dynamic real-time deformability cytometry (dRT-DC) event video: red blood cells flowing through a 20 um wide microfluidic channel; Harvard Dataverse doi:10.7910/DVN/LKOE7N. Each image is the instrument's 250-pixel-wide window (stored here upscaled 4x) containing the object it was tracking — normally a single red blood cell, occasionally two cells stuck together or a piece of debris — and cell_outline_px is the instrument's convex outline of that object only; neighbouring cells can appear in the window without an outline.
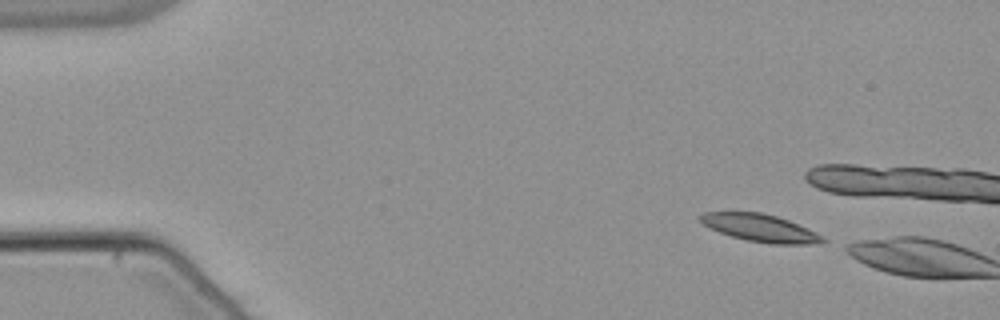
{"species": "common noctule bat (a hibernating species)", "species_latin": "Nyctalus noctula", "temperature_condition": "warm", "stored_images_in_passage": 8, "camera_frame_rate_fps": 3000, "um_per_image_px": 0.085, "animal": {"sex": "male", "body_mass_g": 21.5, "forearm_length_mm": 52.0}, "frame": {"image": 1, "passage_image": 1, "time_ms": 0.0, "image_size_px": [1000, 320], "cell_outline_px": [[828, 240], [816, 244], [768, 244], [748, 240], [732, 236], [720, 232], [704, 224], [700, 220], [700, 216], [704, 212], [760, 212], [776, 216], [788, 220], [816, 232], [824, 236]], "centroid_in_image_um": [64.68, 19.38], "position_along_channel_um": 20.3, "area_um2": 19.42}}